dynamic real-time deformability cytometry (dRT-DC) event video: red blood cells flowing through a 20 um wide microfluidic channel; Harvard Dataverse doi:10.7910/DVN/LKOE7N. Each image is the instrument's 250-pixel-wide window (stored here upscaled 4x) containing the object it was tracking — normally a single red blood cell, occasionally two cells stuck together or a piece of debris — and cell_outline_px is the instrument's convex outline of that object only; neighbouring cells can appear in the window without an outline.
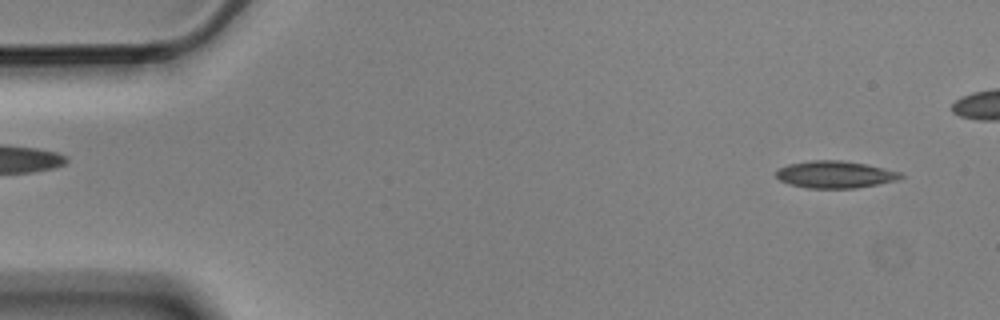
{"species": "Egyptian fruit bat (a non-hibernating species)", "species_latin": "Rousettus aegyptiacus", "temperature_condition": "cold", "stored_images_in_passage": 5, "segment_of_instrument_passage": [2, 2], "camera_frame_rate_fps": 3000, "um_per_image_px": 0.085, "animal": {"sex": "male"}, "frame": {"image": 1, "passage_image": 5, "time_ms": 1.333, "image_size_px": [1000, 320], "cell_outline_px": [[904, 176], [896, 180], [856, 188], [808, 188], [788, 184], [780, 180], [776, 176], [776, 172], [780, 168], [788, 164], [812, 160], [840, 160], [864, 164], [900, 172]], "centroid_in_image_um": [70.94, 14.83], "position_along_channel_um": 14.1, "area_um2": 19.42}}